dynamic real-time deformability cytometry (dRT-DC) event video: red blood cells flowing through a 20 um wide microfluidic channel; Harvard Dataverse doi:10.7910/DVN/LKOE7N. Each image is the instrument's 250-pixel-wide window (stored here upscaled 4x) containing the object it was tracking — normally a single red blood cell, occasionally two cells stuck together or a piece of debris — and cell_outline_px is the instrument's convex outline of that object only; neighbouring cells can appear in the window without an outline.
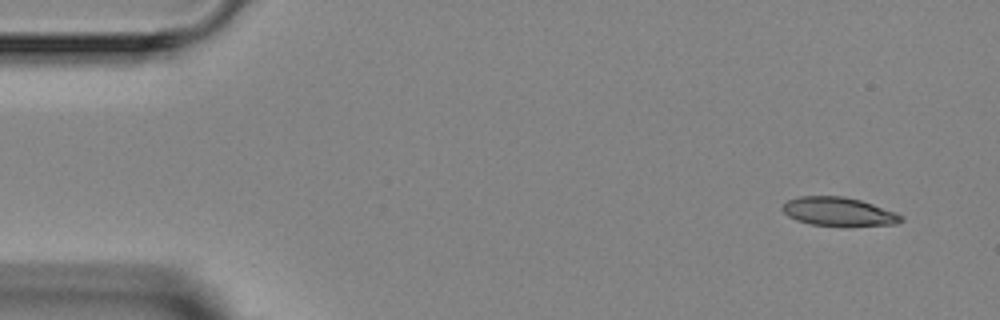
{"species": "Egyptian fruit bat (a non-hibernating species)", "species_latin": "Rousettus aegyptiacus", "temperature_condition": "room temperature", "stored_images_in_passage": 3, "camera_frame_rate_fps": 3000, "um_per_image_px": 0.085, "animal": {"sex": "female"}, "frame": {"image": 1, "passage_image": 1, "time_ms": 0.0, "image_size_px": [1000, 320], "cell_outline_px": [[904, 220], [896, 224], [844, 228], [812, 224], [796, 220], [788, 216], [780, 208], [788, 200], [800, 196], [844, 196], [860, 200], [896, 212], [904, 216]], "centroid_in_image_um": [71.32, 18.02], "position_along_channel_um": 13.7, "area_um2": 20.4}}